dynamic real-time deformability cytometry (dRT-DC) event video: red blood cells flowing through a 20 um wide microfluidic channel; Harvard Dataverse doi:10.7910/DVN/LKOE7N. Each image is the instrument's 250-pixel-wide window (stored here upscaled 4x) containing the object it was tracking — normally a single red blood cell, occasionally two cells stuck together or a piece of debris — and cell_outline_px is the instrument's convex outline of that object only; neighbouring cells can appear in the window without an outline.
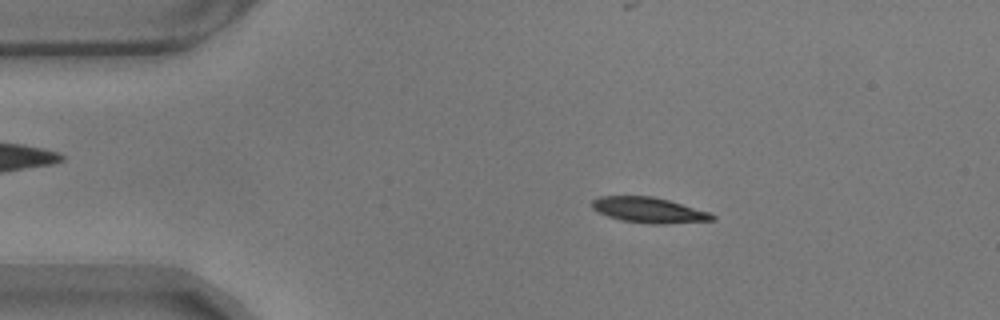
{"species": "common noctule bat (a hibernating species)", "species_latin": "Nyctalus noctula", "temperature_condition": "warm", "stored_images_in_passage": 50, "camera_frame_rate_fps": 3000, "um_per_image_px": 0.085, "animal": {"sex": "male", "body_mass_g": 17.9}, "frame": {"image": 1, "passage_image": 3, "time_ms": 0.667, "image_size_px": [1000, 320], "cell_outline_px": [[716, 220], [664, 224], [652, 224], [620, 220], [608, 216], [592, 208], [592, 200], [600, 196], [652, 196], [668, 200], [708, 212], [716, 216]], "centroid_in_image_um": [55.15, 17.86], "position_along_channel_um": 29.8, "area_um2": 17.69}}
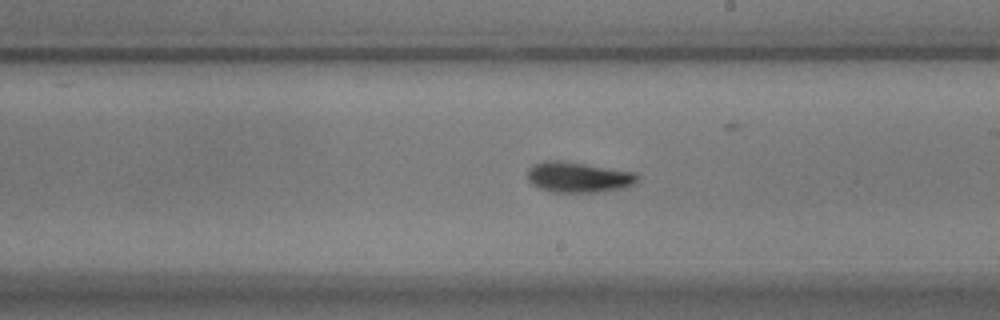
{"frame": {"image": 2, "passage_image": 25, "time_ms": 8.0, "image_size_px": [1000, 320], "cell_outline_px": [[640, 180], [636, 184], [620, 188], [596, 192], [548, 192], [532, 184], [528, 180], [528, 168], [532, 164], [544, 160], [560, 160], [636, 172], [640, 176]], "centroid_in_image_um": [49.16, 15.05], "position_along_channel_um": 239.8, "area_um2": 19.77}}
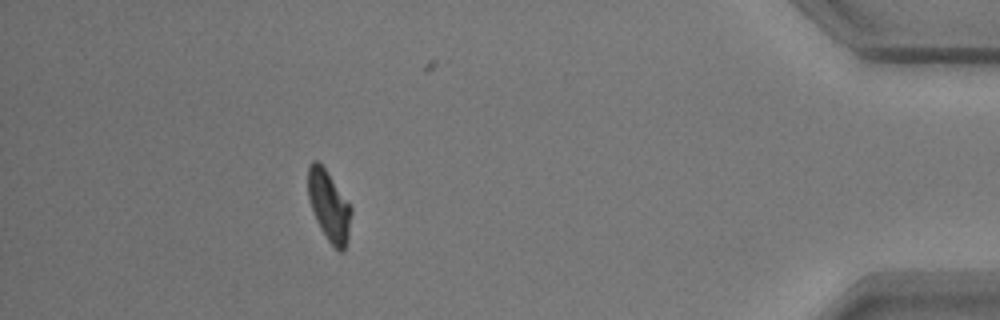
{"frame": {"image": 3, "passage_image": 44, "time_ms": 14.333, "image_size_px": [1000, 320], "cell_outline_px": [[352, 212], [348, 240], [344, 252], [340, 252], [328, 240], [320, 228], [316, 220], [308, 200], [308, 164], [312, 160], [316, 160], [324, 168], [352, 208]], "centroid_in_image_um": [27.96, 17.53], "position_along_channel_um": 407.2, "area_um2": 17.57}, "authors_computed_cell_mechanics": {"area_um2": 18.1492, "velocity_mm_per_s": 3.5066, "shape_relaxation_time_tau1_ms": 3.0861, "shape_relaxation_time_tau2_ms": 3.3924, "deformation_change_tau1": 0.1483, "deformation_change_tau2": 0.0981}}